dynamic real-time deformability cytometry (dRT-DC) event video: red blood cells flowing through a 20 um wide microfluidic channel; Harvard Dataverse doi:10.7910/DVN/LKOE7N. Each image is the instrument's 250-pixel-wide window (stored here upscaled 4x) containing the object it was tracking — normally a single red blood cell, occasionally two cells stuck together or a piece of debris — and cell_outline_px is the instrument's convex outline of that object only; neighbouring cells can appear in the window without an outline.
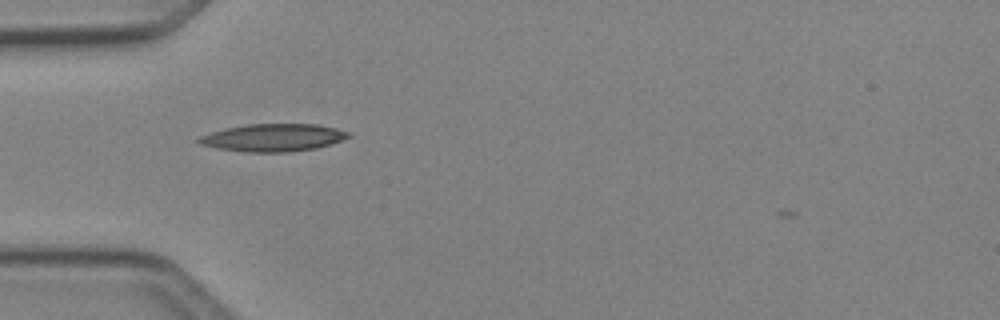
{"species": "Egyptian fruit bat (a non-hibernating species)", "species_latin": "Rousettus aegyptiacus", "temperature_condition": "cold", "stored_images_in_passage": 35, "camera_frame_rate_fps": 3000, "um_per_image_px": 0.085, "animal": {"sex": "female"}, "frame": {"image": 1, "passage_image": 1, "time_ms": 0.0, "image_size_px": [1000, 320], "cell_outline_px": [[352, 136], [316, 148], [288, 152], [248, 152], [216, 148], [200, 144], [196, 140], [200, 136], [212, 132], [228, 128], [248, 124], [316, 124], [336, 128], [348, 132]], "centroid_in_image_um": [23.21, 11.7], "position_along_channel_um": 61.8, "area_um2": 23.76}}
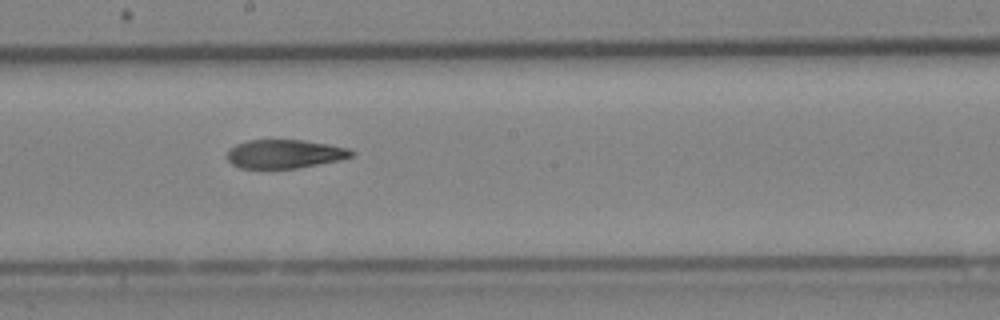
{"frame": {"image": 2, "passage_image": 13, "time_ms": 4.0, "image_size_px": [1000, 320], "cell_outline_px": [[356, 156], [340, 160], [296, 168], [240, 168], [232, 164], [228, 160], [228, 152], [236, 144], [248, 140], [304, 140], [328, 144], [348, 148], [356, 152]], "centroid_in_image_um": [24.25, 13.08], "position_along_channel_um": 223.9, "area_um2": 20.75}}
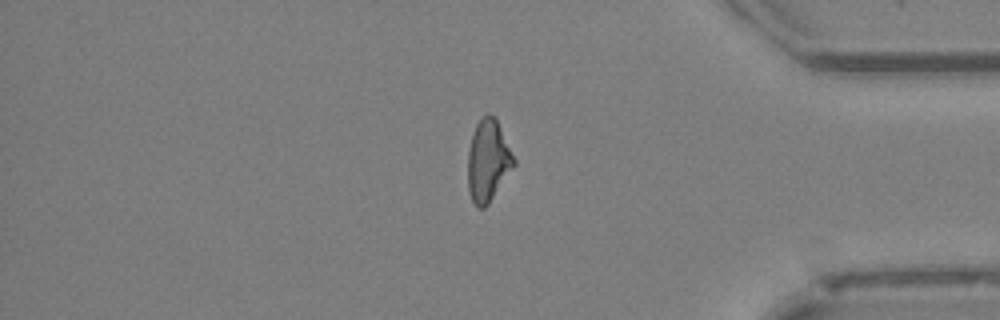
{"frame": {"image": 3, "passage_image": 27, "time_ms": 8.667, "image_size_px": [1000, 320], "cell_outline_px": [[516, 164], [488, 204], [484, 208], [476, 208], [468, 192], [468, 152], [472, 132], [476, 124], [488, 112], [496, 116], [516, 160]], "centroid_in_image_um": [41.49, 13.64], "position_along_channel_um": 393.7, "area_um2": 22.2}, "authors_computed_cell_mechanics": {"area_um2": 22.0796, "velocity_mm_per_s": 4.1368, "shape_relaxation_time_tau1_ms": 7.1002, "shape_relaxation_time_tau2_ms": 6.165, "deformation_change_tau1": 0.2267, "deformation_change_tau2": 0.1708}}